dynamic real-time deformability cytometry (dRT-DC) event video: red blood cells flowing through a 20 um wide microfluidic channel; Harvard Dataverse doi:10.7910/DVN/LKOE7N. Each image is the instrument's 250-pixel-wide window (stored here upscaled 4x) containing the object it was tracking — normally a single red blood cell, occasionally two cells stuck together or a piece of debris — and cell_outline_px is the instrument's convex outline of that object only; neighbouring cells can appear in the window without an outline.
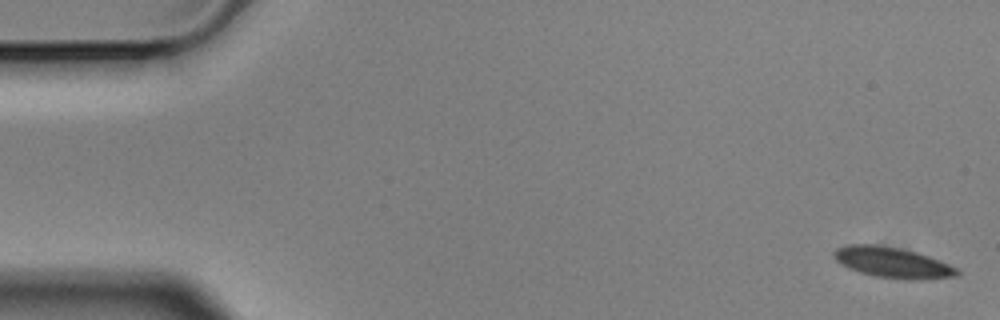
{"species": "Egyptian fruit bat (a non-hibernating species)", "species_latin": "Rousettus aegyptiacus", "temperature_condition": "cold", "stored_images_in_passage": 4, "camera_frame_rate_fps": 3000, "um_per_image_px": 0.085, "animal": {"sex": "male"}, "frame": {"image": 1, "passage_image": 1, "time_ms": 0.0, "image_size_px": [1000, 320], "cell_outline_px": [[960, 272], [956, 276], [908, 280], [876, 276], [860, 272], [848, 268], [836, 260], [832, 256], [832, 252], [836, 248], [844, 244], [876, 244], [900, 248], [916, 252], [940, 260], [956, 268]], "centroid_in_image_um": [75.8, 22.29], "position_along_channel_um": 9.2, "area_um2": 21.91}}